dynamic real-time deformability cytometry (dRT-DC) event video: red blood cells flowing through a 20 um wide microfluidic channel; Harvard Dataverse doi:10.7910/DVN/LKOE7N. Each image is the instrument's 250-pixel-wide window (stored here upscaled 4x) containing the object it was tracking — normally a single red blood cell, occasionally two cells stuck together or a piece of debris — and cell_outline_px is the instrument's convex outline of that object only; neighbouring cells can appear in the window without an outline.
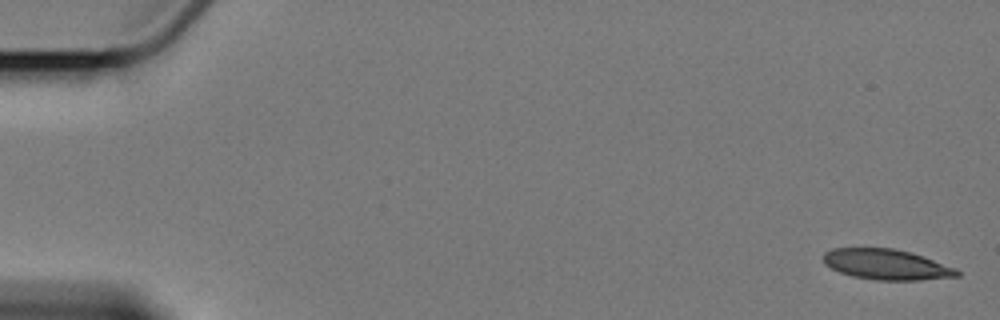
{"species": "Egyptian fruit bat (a non-hibernating species)", "species_latin": "Rousettus aegyptiacus", "temperature_condition": "cold", "stored_images_in_passage": 5, "camera_frame_rate_fps": 3000, "um_per_image_px": 0.085, "animal": {"sex": "female"}, "frame": {"image": 1, "passage_image": 1, "time_ms": 0.0, "image_size_px": [1000, 320], "cell_outline_px": [[960, 276], [920, 280], [876, 280], [852, 276], [840, 272], [824, 264], [824, 252], [832, 248], [892, 248], [912, 252], [924, 256], [956, 268], [960, 272]], "centroid_in_image_um": [75.37, 22.47], "position_along_channel_um": 9.6, "area_um2": 23.81}}
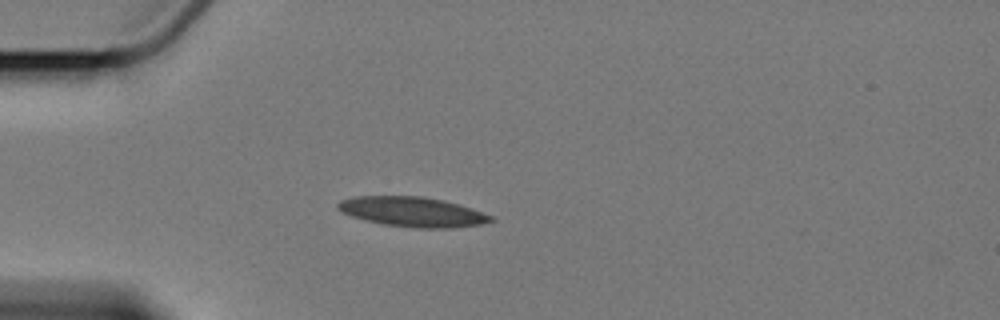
{"frame": {"image": 2, "passage_image": 5, "time_ms": 5.0, "image_size_px": [1000, 320], "cell_outline_px": [[496, 220], [480, 224], [452, 228], [416, 228], [384, 224], [364, 220], [352, 216], [336, 208], [336, 204], [340, 200], [356, 196], [420, 196], [444, 200], [492, 216]], "centroid_in_image_um": [35.02, 18.0], "position_along_channel_um": 50.0, "area_um2": 26.3}}